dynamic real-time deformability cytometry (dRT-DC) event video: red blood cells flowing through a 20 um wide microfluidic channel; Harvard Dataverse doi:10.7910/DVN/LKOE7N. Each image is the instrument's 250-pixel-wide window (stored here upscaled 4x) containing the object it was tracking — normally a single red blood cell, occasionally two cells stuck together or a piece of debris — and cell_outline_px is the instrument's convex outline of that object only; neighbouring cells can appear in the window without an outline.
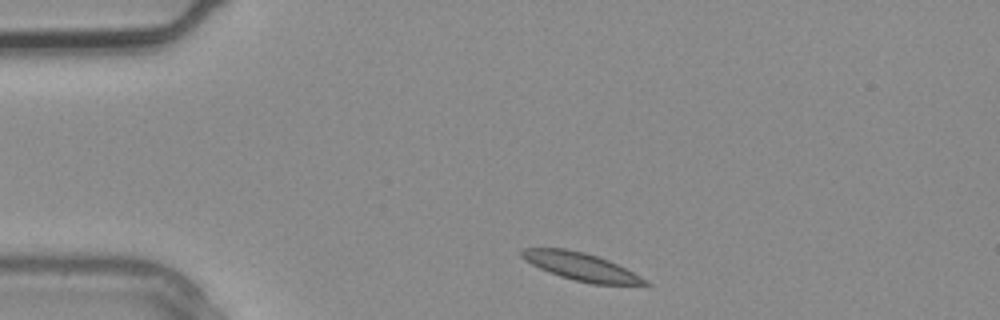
{"species": "common noctule bat (a hibernating species)", "species_latin": "Nyctalus noctula", "temperature_condition": "warm", "stored_images_in_passage": 2, "camera_frame_rate_fps": 3000, "um_per_image_px": 0.085, "animal": {"sex": "male", "body_mass_g": 20.4}, "frame": {"image": 1, "passage_image": 1, "time_ms": 0.0, "image_size_px": [1000, 320], "cell_outline_px": [[652, 284], [592, 284], [560, 276], [548, 272], [524, 260], [520, 256], [520, 248], [564, 248], [584, 252], [608, 260], [648, 280]], "centroid_in_image_um": [49.32, 22.65], "position_along_channel_um": 35.7, "area_um2": 19.65}}